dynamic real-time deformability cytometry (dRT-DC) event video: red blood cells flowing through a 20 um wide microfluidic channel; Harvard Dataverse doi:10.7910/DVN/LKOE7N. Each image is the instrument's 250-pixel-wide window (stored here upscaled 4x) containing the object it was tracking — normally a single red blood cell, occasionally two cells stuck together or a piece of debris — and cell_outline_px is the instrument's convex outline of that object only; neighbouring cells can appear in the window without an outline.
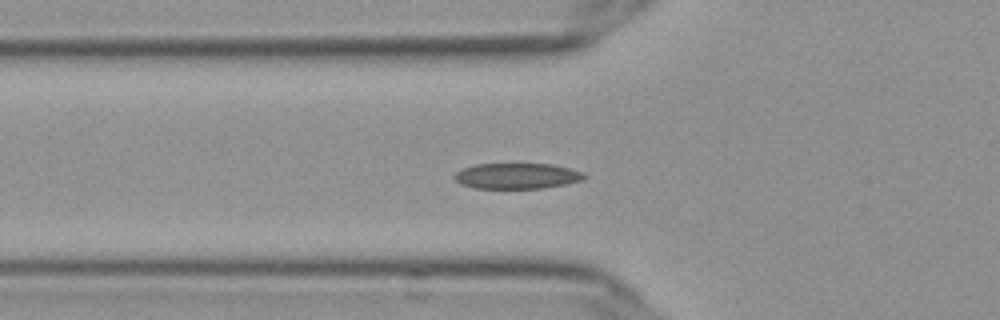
{"species": "Egyptian fruit bat (a non-hibernating species)", "species_latin": "Rousettus aegyptiacus", "temperature_condition": "cold", "stored_images_in_passage": 38, "camera_frame_rate_fps": 3000, "um_per_image_px": 0.085, "frame": {"image": 1, "passage_image": 2, "time_ms": 0.333, "image_size_px": [1000, 320], "cell_outline_px": [[588, 176], [584, 180], [564, 184], [540, 188], [476, 188], [460, 184], [452, 176], [456, 172], [464, 168], [476, 164], [552, 164], [568, 168], [580, 172]], "centroid_in_image_um": [43.92, 14.95], "position_along_channel_um": 81.9, "area_um2": 19.25}}
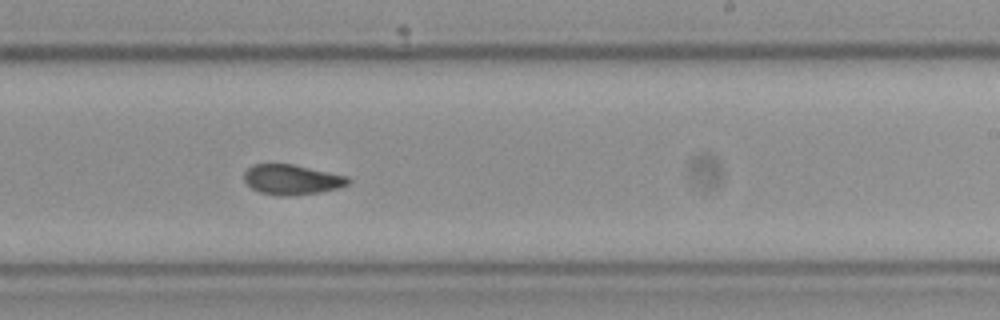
{"frame": {"image": 2, "passage_image": 17, "time_ms": 5.333, "image_size_px": [1000, 320], "cell_outline_px": [[352, 180], [348, 184], [340, 188], [320, 192], [296, 196], [276, 196], [260, 192], [252, 188], [244, 180], [244, 172], [252, 164], [292, 164], [348, 176]], "centroid_in_image_um": [24.83, 15.28], "position_along_channel_um": 264.2, "area_um2": 18.44}}
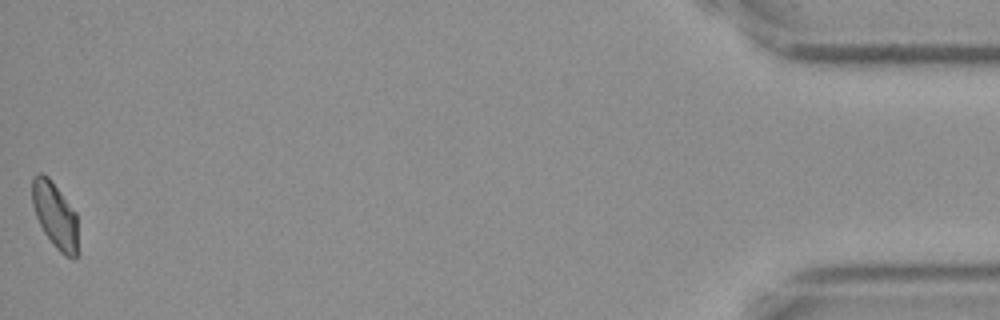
{"frame": {"image": 3, "passage_image": 38, "time_ms": 12.333, "image_size_px": [1000, 320], "cell_outline_px": [[80, 252], [72, 260], [64, 256], [56, 248], [44, 232], [36, 216], [32, 204], [32, 176], [40, 172], [48, 176], [76, 212]], "centroid_in_image_um": [4.72, 18.34], "position_along_channel_um": 430.5, "area_um2": 18.03}, "authors_computed_cell_mechanics": {"area_um2": 18.2359, "velocity_mm_per_s": 3.6309, "shape_relaxation_time_tau1_ms": 5.4799, "shape_relaxation_time_tau2_ms": 2.6816, "deformation_change_tau1": 0.1715, "deformation_change_tau2": 0.0775}}